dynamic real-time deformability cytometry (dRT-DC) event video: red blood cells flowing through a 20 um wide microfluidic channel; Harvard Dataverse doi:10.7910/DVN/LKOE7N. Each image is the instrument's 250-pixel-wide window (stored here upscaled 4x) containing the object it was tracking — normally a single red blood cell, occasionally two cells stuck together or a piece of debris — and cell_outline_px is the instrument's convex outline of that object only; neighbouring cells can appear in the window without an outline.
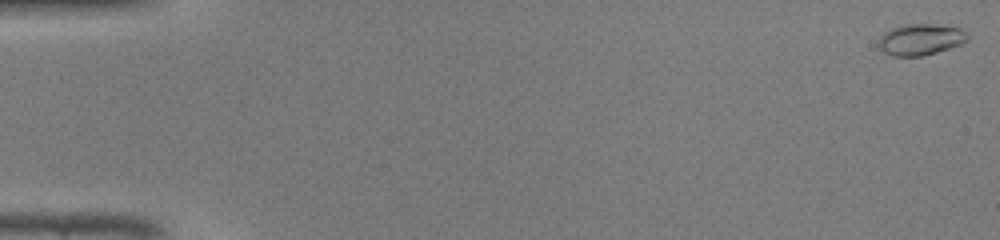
{"species": "common noctule bat (a hibernating species)", "species_latin": "Nyctalus noctula", "temperature_condition": "warm", "stored_images_in_passage": 48, "camera_frame_rate_fps": 3000, "um_per_image_px": 0.085, "animal": {"sex": "male", "body_mass_g": 19.0, "forearm_length_mm": 50.8}, "frame": {"image": 1, "passage_image": 1, "time_ms": 0.0, "image_size_px": [1000, 240], "cell_outline_px": [[968, 40], [964, 44], [924, 56], [892, 56], [884, 52], [880, 48], [880, 36], [884, 32], [892, 28], [904, 24], [932, 24], [960, 28], [968, 36]], "centroid_in_image_um": [78.27, 3.36], "position_along_channel_um": 6.7, "area_um2": 16.24}}
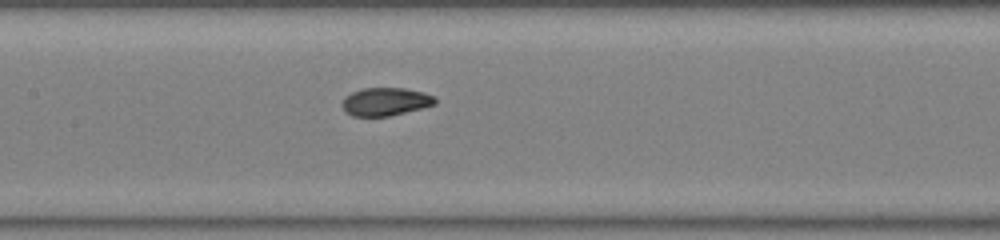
{"frame": {"image": 2, "passage_image": 24, "time_ms": 7.667, "image_size_px": [1000, 240], "cell_outline_px": [[436, 104], [388, 116], [352, 116], [344, 112], [340, 104], [344, 96], [360, 88], [404, 88], [424, 92], [432, 96], [436, 100]], "centroid_in_image_um": [32.68, 8.63], "position_along_channel_um": 174.7, "area_um2": 15.26}}
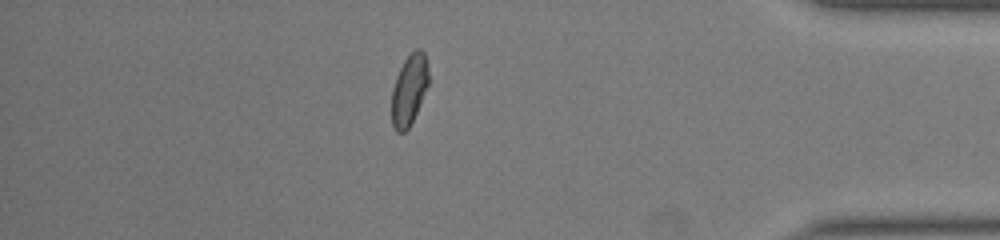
{"frame": {"image": 3, "passage_image": 42, "time_ms": 13.667, "image_size_px": [1000, 240], "cell_outline_px": [[428, 84], [416, 112], [408, 128], [404, 132], [396, 132], [392, 124], [392, 88], [396, 76], [404, 60], [416, 48], [420, 48], [424, 52], [428, 64]], "centroid_in_image_um": [34.77, 7.6], "position_along_channel_um": 400.4, "area_um2": 15.03}, "authors_computed_cell_mechanics": {"area_um2": 15.606, "velocity_mm_per_s": 4.3227, "shape_relaxation_time_tau1_ms": 3.9845, "shape_relaxation_time_tau2_ms": 1.2457, "deformation_change_tau1": 0.1752, "deformation_change_tau2": 0.0398}}